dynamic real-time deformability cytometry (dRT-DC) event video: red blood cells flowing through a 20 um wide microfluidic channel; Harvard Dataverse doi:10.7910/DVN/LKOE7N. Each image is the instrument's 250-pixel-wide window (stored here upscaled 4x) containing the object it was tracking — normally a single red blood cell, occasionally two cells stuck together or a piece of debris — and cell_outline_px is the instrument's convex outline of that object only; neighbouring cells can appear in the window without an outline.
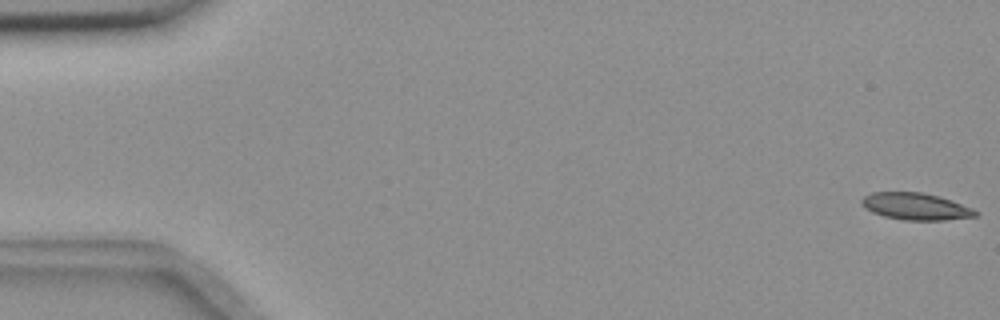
{"species": "common noctule bat (a hibernating species)", "species_latin": "Nyctalus noctula", "temperature_condition": "room temperature", "stored_images_in_passage": 56, "camera_frame_rate_fps": 3000, "um_per_image_px": 0.085, "animal": {"sex": "female", "body_mass_g": 18.4}, "frame": {"image": 1, "passage_image": 1, "time_ms": 0.0, "image_size_px": [1000, 320], "cell_outline_px": [[980, 212], [976, 216], [944, 220], [904, 220], [884, 216], [872, 212], [864, 208], [860, 204], [860, 200], [864, 196], [872, 192], [920, 192], [952, 200], [972, 208]], "centroid_in_image_um": [77.8, 17.55], "position_along_channel_um": 7.2, "area_um2": 17.86}}
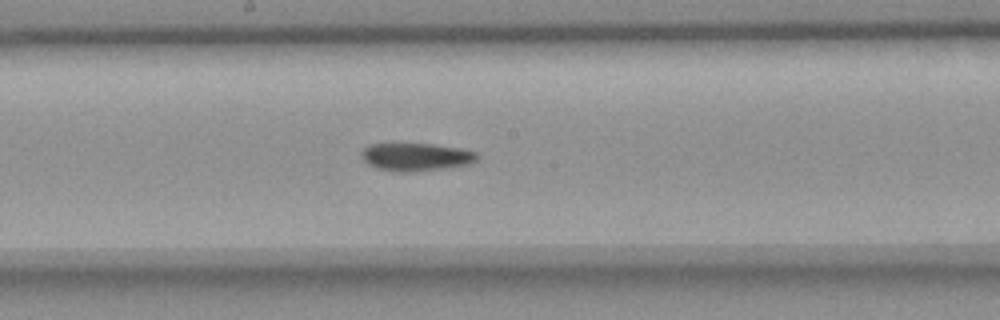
{"frame": {"image": 2, "passage_image": 30, "time_ms": 9.667, "image_size_px": [1000, 320], "cell_outline_px": [[480, 156], [472, 164], [448, 168], [408, 172], [396, 172], [376, 168], [368, 164], [360, 156], [360, 152], [368, 144], [432, 144], [460, 148], [476, 152]], "centroid_in_image_um": [35.37, 13.35], "position_along_channel_um": 212.8, "area_um2": 19.02}}
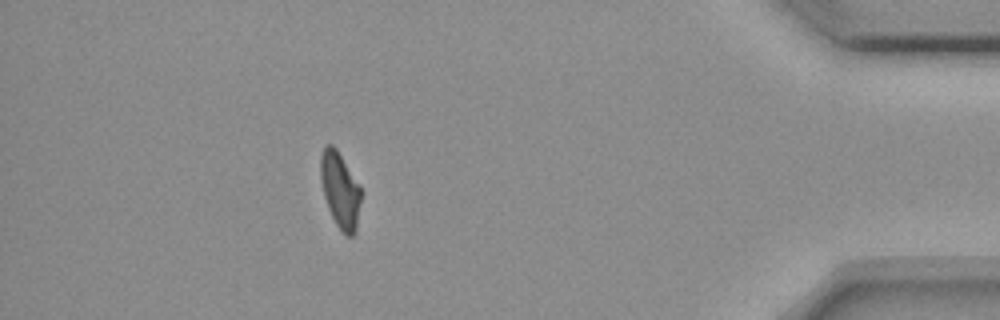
{"frame": {"image": 3, "passage_image": 50, "time_ms": 16.333, "image_size_px": [1000, 320], "cell_outline_px": [[360, 204], [356, 232], [352, 236], [348, 236], [336, 224], [328, 208], [324, 196], [320, 180], [320, 156], [324, 148], [328, 144], [332, 144], [336, 148], [360, 184]], "centroid_in_image_um": [28.9, 16.13], "position_along_channel_um": 406.3, "area_um2": 17.8}}